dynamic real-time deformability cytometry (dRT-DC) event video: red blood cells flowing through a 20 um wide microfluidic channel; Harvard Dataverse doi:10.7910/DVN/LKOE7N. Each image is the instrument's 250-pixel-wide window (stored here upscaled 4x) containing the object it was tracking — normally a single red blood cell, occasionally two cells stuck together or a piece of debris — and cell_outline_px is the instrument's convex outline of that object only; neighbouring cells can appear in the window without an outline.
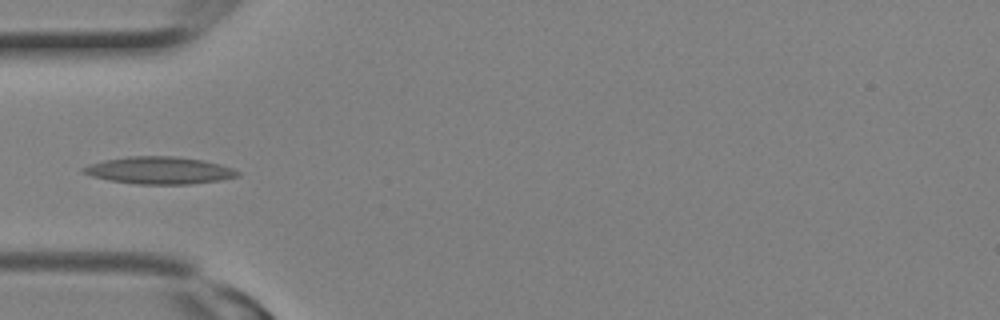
{"species": "Egyptian fruit bat (a non-hibernating species)", "species_latin": "Rousettus aegyptiacus", "temperature_condition": "room temperature", "stored_images_in_passage": 2, "camera_frame_rate_fps": 3000, "um_per_image_px": 0.085, "animal": {"sex": "female"}, "frame": {"image": 1, "passage_image": 2, "time_ms": 0.333, "image_size_px": [1000, 320], "cell_outline_px": [[240, 176], [220, 180], [192, 184], [136, 184], [108, 180], [92, 176], [80, 172], [80, 168], [88, 164], [104, 160], [128, 156], [172, 156], [200, 160], [220, 164], [232, 168], [240, 172]], "centroid_in_image_um": [13.5, 14.48], "position_along_channel_um": 71.5, "area_um2": 24.57}}